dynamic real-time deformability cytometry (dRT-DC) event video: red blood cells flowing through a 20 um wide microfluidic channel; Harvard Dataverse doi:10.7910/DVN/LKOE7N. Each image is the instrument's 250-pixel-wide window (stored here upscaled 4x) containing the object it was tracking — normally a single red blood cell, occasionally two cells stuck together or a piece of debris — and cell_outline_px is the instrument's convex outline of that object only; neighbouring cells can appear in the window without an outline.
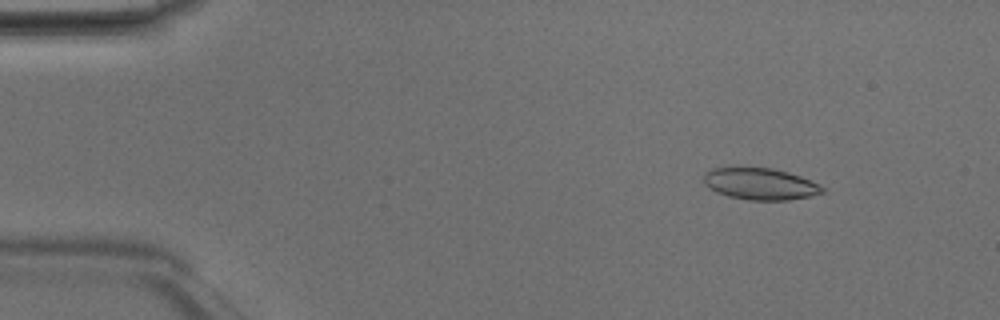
{"species": "Egyptian fruit bat (a non-hibernating species)", "species_latin": "Rousettus aegyptiacus", "temperature_condition": "room temperature", "stored_images_in_passage": 48, "camera_frame_rate_fps": 3000, "um_per_image_px": 0.085, "animal": {"sex": "male"}, "frame": {"image": 1, "passage_image": 6, "time_ms": 1.667, "image_size_px": [1000, 320], "cell_outline_px": [[824, 192], [812, 196], [788, 200], [748, 200], [728, 196], [716, 192], [704, 184], [704, 172], [712, 168], [740, 164], [772, 168], [788, 172], [800, 176], [824, 188]], "centroid_in_image_um": [64.53, 15.58], "position_along_channel_um": 20.5, "area_um2": 22.6}}
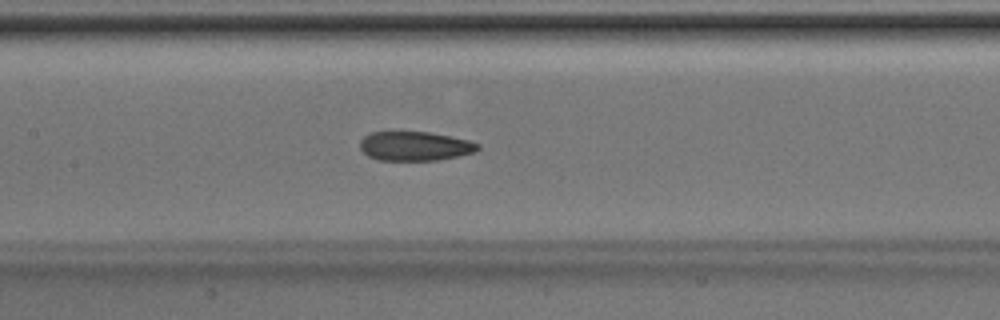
{"frame": {"image": 2, "passage_image": 23, "time_ms": 7.333, "image_size_px": [1000, 320], "cell_outline_px": [[480, 148], [476, 152], [436, 160], [376, 160], [368, 156], [360, 148], [360, 140], [364, 136], [372, 132], [428, 132], [468, 140], [480, 144]], "centroid_in_image_um": [35.25, 12.42], "position_along_channel_um": 172.1, "area_um2": 19.94}}
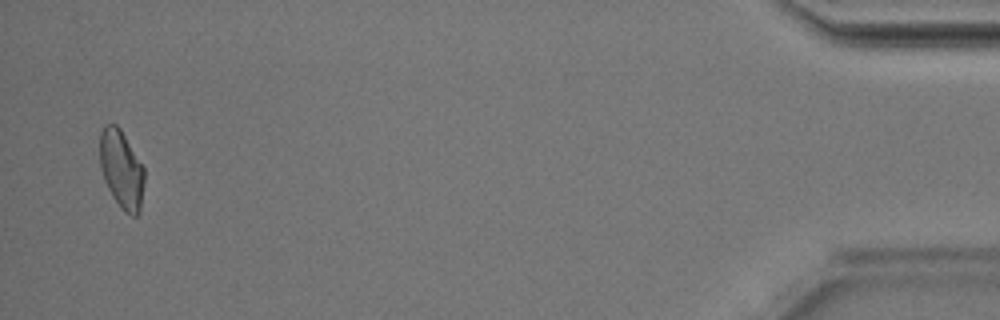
{"frame": {"image": 3, "passage_image": 47, "time_ms": 15.333, "image_size_px": [1000, 320], "cell_outline_px": [[144, 180], [140, 212], [136, 216], [132, 216], [124, 212], [120, 208], [112, 196], [108, 188], [100, 168], [100, 132], [104, 124], [116, 124], [120, 128], [144, 168]], "centroid_in_image_um": [10.32, 14.41], "position_along_channel_um": 424.9, "area_um2": 20.29}, "authors_computed_cell_mechanics": {"area_um2": 20.9814, "velocity_mm_per_s": 4.2223, "shape_relaxation_time_tau1_ms": null, "shape_relaxation_time_tau2_ms": 2.0564, "deformation_change_tau1": null, "deformation_change_tau2": 0.0934}}